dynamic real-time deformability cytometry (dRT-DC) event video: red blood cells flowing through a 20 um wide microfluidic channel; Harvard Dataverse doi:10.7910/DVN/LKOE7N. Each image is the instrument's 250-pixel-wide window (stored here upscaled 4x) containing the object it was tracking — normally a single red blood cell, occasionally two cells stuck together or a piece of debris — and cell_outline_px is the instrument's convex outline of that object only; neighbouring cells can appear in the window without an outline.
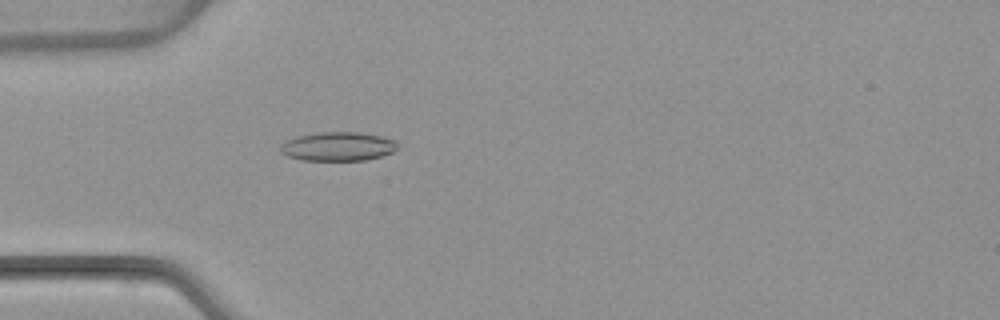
{"species": "common noctule bat (a hibernating species)", "species_latin": "Nyctalus noctula", "temperature_condition": "warm", "stored_images_in_passage": 4, "camera_frame_rate_fps": 3000, "um_per_image_px": 0.085, "animal": {"sex": "female", "body_mass_g": 22.7, "forearm_length_mm": 54.2}, "frame": {"image": 1, "passage_image": 4, "time_ms": 4.333, "image_size_px": [1000, 320], "cell_outline_px": [[396, 148], [392, 152], [368, 160], [300, 160], [288, 156], [280, 152], [280, 144], [296, 136], [320, 132], [360, 132], [380, 136], [396, 140]], "centroid_in_image_um": [28.7, 12.45], "position_along_channel_um": 56.3, "area_um2": 19.71}}